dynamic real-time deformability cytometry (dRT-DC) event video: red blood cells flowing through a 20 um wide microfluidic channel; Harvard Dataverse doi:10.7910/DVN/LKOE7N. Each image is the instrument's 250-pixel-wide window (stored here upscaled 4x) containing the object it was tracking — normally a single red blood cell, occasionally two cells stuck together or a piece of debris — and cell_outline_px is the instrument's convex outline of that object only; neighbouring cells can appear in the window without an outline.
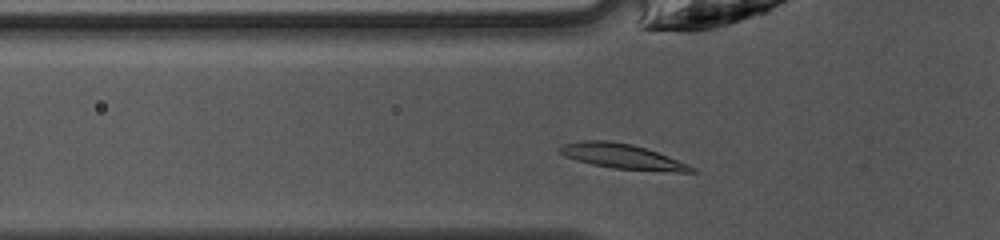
{"species": "common noctule bat (a hibernating species)", "species_latin": "Nyctalus noctula", "temperature_condition": "warm", "stored_images_in_passage": 34, "camera_frame_rate_fps": 3000, "um_per_image_px": 0.085, "animal": {"sex": "female", "body_mass_g": 10.0, "forearm_length_mm": 53.1}, "frame": {"image": 1, "passage_image": 2, "time_ms": 0.333, "image_size_px": [1000, 240], "cell_outline_px": [[696, 172], [676, 172], [612, 168], [592, 164], [576, 160], [564, 156], [556, 148], [564, 144], [584, 140], [608, 140], [632, 144], [656, 152], [688, 164], [696, 168]], "centroid_in_image_um": [52.87, 13.29], "position_along_channel_um": 72.9, "area_um2": 19.02}}
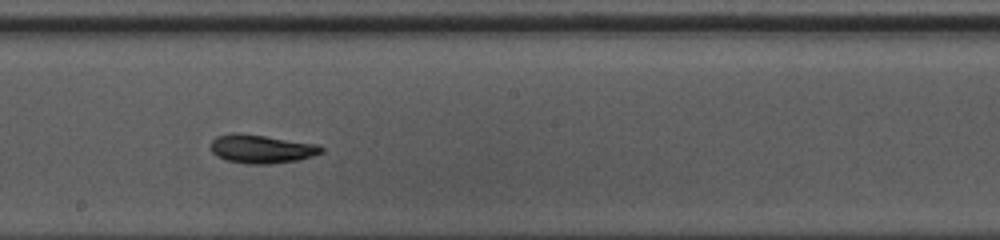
{"frame": {"image": 2, "passage_image": 13, "time_ms": 4.0, "image_size_px": [1000, 240], "cell_outline_px": [[324, 152], [300, 160], [272, 164], [248, 164], [228, 160], [216, 156], [212, 152], [212, 140], [216, 136], [232, 132], [236, 132], [264, 136], [316, 144], [324, 148]], "centroid_in_image_um": [22.23, 12.66], "position_along_channel_um": 226.0, "area_um2": 18.38}}
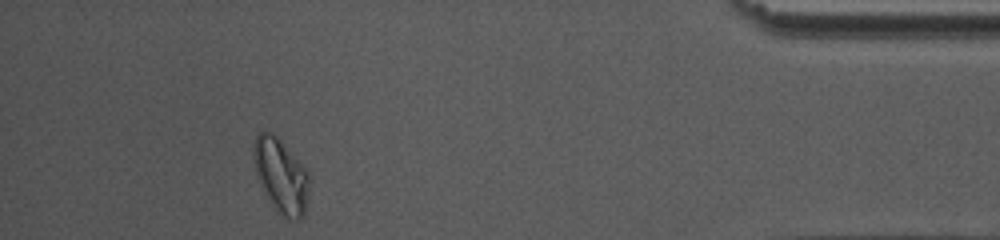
{"frame": {"image": 3, "passage_image": 30, "time_ms": 9.667, "image_size_px": [1000, 240], "cell_outline_px": [[308, 188], [304, 216], [300, 220], [288, 220], [276, 212], [264, 192], [256, 176], [252, 156], [252, 144], [256, 136], [260, 132], [272, 132], [280, 140], [308, 172]], "centroid_in_image_um": [23.84, 14.96], "position_along_channel_um": 411.4, "area_um2": 24.1}, "authors_computed_cell_mechanics": {"area_um2": 18.0336, "velocity_mm_per_s": 4.1495, "shape_relaxation_time_tau1_ms": 7.3994, "shape_relaxation_time_tau2_ms": 8.9307, "deformation_change_tau1": 0.2129, "deformation_change_tau2": 0.1567}}